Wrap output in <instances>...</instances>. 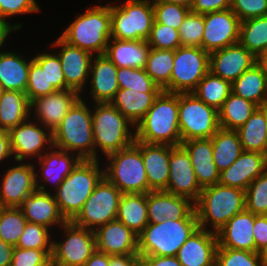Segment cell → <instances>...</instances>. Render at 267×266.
I'll use <instances>...</instances> for the list:
<instances>
[{
    "label": "cell",
    "instance_id": "6da1fadb",
    "mask_svg": "<svg viewBox=\"0 0 267 266\" xmlns=\"http://www.w3.org/2000/svg\"><path fill=\"white\" fill-rule=\"evenodd\" d=\"M179 93L161 91L145 117L135 126L136 140L151 144L181 145Z\"/></svg>",
    "mask_w": 267,
    "mask_h": 266
},
{
    "label": "cell",
    "instance_id": "7a4b0ae2",
    "mask_svg": "<svg viewBox=\"0 0 267 266\" xmlns=\"http://www.w3.org/2000/svg\"><path fill=\"white\" fill-rule=\"evenodd\" d=\"M199 228L195 209L184 219L148 223L137 236L141 256H176L180 247Z\"/></svg>",
    "mask_w": 267,
    "mask_h": 266
},
{
    "label": "cell",
    "instance_id": "3957f363",
    "mask_svg": "<svg viewBox=\"0 0 267 266\" xmlns=\"http://www.w3.org/2000/svg\"><path fill=\"white\" fill-rule=\"evenodd\" d=\"M194 209L199 227L210 230L208 226L211 224L216 233L233 216L246 209L245 191L219 183L202 188Z\"/></svg>",
    "mask_w": 267,
    "mask_h": 266
},
{
    "label": "cell",
    "instance_id": "277c9868",
    "mask_svg": "<svg viewBox=\"0 0 267 266\" xmlns=\"http://www.w3.org/2000/svg\"><path fill=\"white\" fill-rule=\"evenodd\" d=\"M98 160H81L73 171L63 180L53 196L59 212L66 221H72L81 211L96 185L104 177Z\"/></svg>",
    "mask_w": 267,
    "mask_h": 266
},
{
    "label": "cell",
    "instance_id": "5b68a950",
    "mask_svg": "<svg viewBox=\"0 0 267 266\" xmlns=\"http://www.w3.org/2000/svg\"><path fill=\"white\" fill-rule=\"evenodd\" d=\"M69 45L95 55H104L111 39L110 4L93 6L77 15L60 36Z\"/></svg>",
    "mask_w": 267,
    "mask_h": 266
},
{
    "label": "cell",
    "instance_id": "8992f818",
    "mask_svg": "<svg viewBox=\"0 0 267 266\" xmlns=\"http://www.w3.org/2000/svg\"><path fill=\"white\" fill-rule=\"evenodd\" d=\"M92 111L94 138V160H98V147L105 156L130 147L136 140V133L130 122L111 102L95 103ZM97 147V148H96ZM97 149V150H96Z\"/></svg>",
    "mask_w": 267,
    "mask_h": 266
},
{
    "label": "cell",
    "instance_id": "52a82bcc",
    "mask_svg": "<svg viewBox=\"0 0 267 266\" xmlns=\"http://www.w3.org/2000/svg\"><path fill=\"white\" fill-rule=\"evenodd\" d=\"M54 148L74 153L82 160H94L92 109L80 98L52 132Z\"/></svg>",
    "mask_w": 267,
    "mask_h": 266
},
{
    "label": "cell",
    "instance_id": "ba28073f",
    "mask_svg": "<svg viewBox=\"0 0 267 266\" xmlns=\"http://www.w3.org/2000/svg\"><path fill=\"white\" fill-rule=\"evenodd\" d=\"M109 160L104 177L123 194L148 193V181L141 154V141L105 156Z\"/></svg>",
    "mask_w": 267,
    "mask_h": 266
},
{
    "label": "cell",
    "instance_id": "9c48e42d",
    "mask_svg": "<svg viewBox=\"0 0 267 266\" xmlns=\"http://www.w3.org/2000/svg\"><path fill=\"white\" fill-rule=\"evenodd\" d=\"M111 38L147 40L154 22L153 0H125L111 5Z\"/></svg>",
    "mask_w": 267,
    "mask_h": 266
},
{
    "label": "cell",
    "instance_id": "30bf717a",
    "mask_svg": "<svg viewBox=\"0 0 267 266\" xmlns=\"http://www.w3.org/2000/svg\"><path fill=\"white\" fill-rule=\"evenodd\" d=\"M210 54L200 47L180 46L174 51L170 82L162 89L171 93H192L209 72Z\"/></svg>",
    "mask_w": 267,
    "mask_h": 266
},
{
    "label": "cell",
    "instance_id": "8fae6325",
    "mask_svg": "<svg viewBox=\"0 0 267 266\" xmlns=\"http://www.w3.org/2000/svg\"><path fill=\"white\" fill-rule=\"evenodd\" d=\"M178 119L182 142L211 138L220 128L218 110L193 93H179Z\"/></svg>",
    "mask_w": 267,
    "mask_h": 266
},
{
    "label": "cell",
    "instance_id": "7c38bea8",
    "mask_svg": "<svg viewBox=\"0 0 267 266\" xmlns=\"http://www.w3.org/2000/svg\"><path fill=\"white\" fill-rule=\"evenodd\" d=\"M122 194L114 184L103 177L72 222L95 231L98 227L115 220Z\"/></svg>",
    "mask_w": 267,
    "mask_h": 266
},
{
    "label": "cell",
    "instance_id": "4fadbf2b",
    "mask_svg": "<svg viewBox=\"0 0 267 266\" xmlns=\"http://www.w3.org/2000/svg\"><path fill=\"white\" fill-rule=\"evenodd\" d=\"M64 241H53L52 266H84L96 251V238L92 230L66 221L62 225Z\"/></svg>",
    "mask_w": 267,
    "mask_h": 266
},
{
    "label": "cell",
    "instance_id": "5bb4252c",
    "mask_svg": "<svg viewBox=\"0 0 267 266\" xmlns=\"http://www.w3.org/2000/svg\"><path fill=\"white\" fill-rule=\"evenodd\" d=\"M240 24L231 9L204 14L202 48L210 54L238 43Z\"/></svg>",
    "mask_w": 267,
    "mask_h": 266
},
{
    "label": "cell",
    "instance_id": "9a60e30c",
    "mask_svg": "<svg viewBox=\"0 0 267 266\" xmlns=\"http://www.w3.org/2000/svg\"><path fill=\"white\" fill-rule=\"evenodd\" d=\"M40 125L27 119L9 131L11 153L16 162L40 158L45 153L46 143L50 148L53 146L52 132Z\"/></svg>",
    "mask_w": 267,
    "mask_h": 266
},
{
    "label": "cell",
    "instance_id": "2e32d148",
    "mask_svg": "<svg viewBox=\"0 0 267 266\" xmlns=\"http://www.w3.org/2000/svg\"><path fill=\"white\" fill-rule=\"evenodd\" d=\"M196 202L202 188L197 182L191 158L182 145L170 146L168 185L164 190Z\"/></svg>",
    "mask_w": 267,
    "mask_h": 266
},
{
    "label": "cell",
    "instance_id": "e0dca14e",
    "mask_svg": "<svg viewBox=\"0 0 267 266\" xmlns=\"http://www.w3.org/2000/svg\"><path fill=\"white\" fill-rule=\"evenodd\" d=\"M3 174L0 182V207L19 208L24 199L34 192L36 187L35 169L32 163L18 162Z\"/></svg>",
    "mask_w": 267,
    "mask_h": 266
},
{
    "label": "cell",
    "instance_id": "ac0fdd59",
    "mask_svg": "<svg viewBox=\"0 0 267 266\" xmlns=\"http://www.w3.org/2000/svg\"><path fill=\"white\" fill-rule=\"evenodd\" d=\"M80 95L73 89L58 90L31 101L30 111H34L37 123L53 132L72 106L82 97Z\"/></svg>",
    "mask_w": 267,
    "mask_h": 266
},
{
    "label": "cell",
    "instance_id": "d6986e66",
    "mask_svg": "<svg viewBox=\"0 0 267 266\" xmlns=\"http://www.w3.org/2000/svg\"><path fill=\"white\" fill-rule=\"evenodd\" d=\"M37 175V172H35L37 189L24 199L19 208L22 210L27 222L41 224L47 228L58 224L61 227L66 220L59 212L53 193L51 194L45 189L46 184L41 185L38 182Z\"/></svg>",
    "mask_w": 267,
    "mask_h": 266
},
{
    "label": "cell",
    "instance_id": "ffe728a7",
    "mask_svg": "<svg viewBox=\"0 0 267 266\" xmlns=\"http://www.w3.org/2000/svg\"><path fill=\"white\" fill-rule=\"evenodd\" d=\"M60 47L57 51L61 68L65 76L66 85L82 94V89L90 74V65L93 55L85 50L69 45L60 36L52 44Z\"/></svg>",
    "mask_w": 267,
    "mask_h": 266
},
{
    "label": "cell",
    "instance_id": "44dd1931",
    "mask_svg": "<svg viewBox=\"0 0 267 266\" xmlns=\"http://www.w3.org/2000/svg\"><path fill=\"white\" fill-rule=\"evenodd\" d=\"M255 63L256 57L238 42L210 53L209 71L232 83Z\"/></svg>",
    "mask_w": 267,
    "mask_h": 266
},
{
    "label": "cell",
    "instance_id": "7402d4cb",
    "mask_svg": "<svg viewBox=\"0 0 267 266\" xmlns=\"http://www.w3.org/2000/svg\"><path fill=\"white\" fill-rule=\"evenodd\" d=\"M267 170V155L242 151L237 160L219 174V184L246 190L251 182Z\"/></svg>",
    "mask_w": 267,
    "mask_h": 266
},
{
    "label": "cell",
    "instance_id": "603a6c76",
    "mask_svg": "<svg viewBox=\"0 0 267 266\" xmlns=\"http://www.w3.org/2000/svg\"><path fill=\"white\" fill-rule=\"evenodd\" d=\"M94 233L98 251L108 255L138 254L137 235L117 219L98 227Z\"/></svg>",
    "mask_w": 267,
    "mask_h": 266
},
{
    "label": "cell",
    "instance_id": "cb8c5ba5",
    "mask_svg": "<svg viewBox=\"0 0 267 266\" xmlns=\"http://www.w3.org/2000/svg\"><path fill=\"white\" fill-rule=\"evenodd\" d=\"M217 234L198 228L180 247L176 255L182 266H209L216 261Z\"/></svg>",
    "mask_w": 267,
    "mask_h": 266
},
{
    "label": "cell",
    "instance_id": "d4e9b609",
    "mask_svg": "<svg viewBox=\"0 0 267 266\" xmlns=\"http://www.w3.org/2000/svg\"><path fill=\"white\" fill-rule=\"evenodd\" d=\"M147 206L149 223L184 219L194 210V202L190 199L164 190L148 192Z\"/></svg>",
    "mask_w": 267,
    "mask_h": 266
},
{
    "label": "cell",
    "instance_id": "484cf974",
    "mask_svg": "<svg viewBox=\"0 0 267 266\" xmlns=\"http://www.w3.org/2000/svg\"><path fill=\"white\" fill-rule=\"evenodd\" d=\"M254 214L246 209L233 216L216 234L218 247L255 252Z\"/></svg>",
    "mask_w": 267,
    "mask_h": 266
},
{
    "label": "cell",
    "instance_id": "4316f807",
    "mask_svg": "<svg viewBox=\"0 0 267 266\" xmlns=\"http://www.w3.org/2000/svg\"><path fill=\"white\" fill-rule=\"evenodd\" d=\"M181 145L191 158V164L200 187L205 188L218 184L220 172L213 161L211 138L191 139L183 141Z\"/></svg>",
    "mask_w": 267,
    "mask_h": 266
},
{
    "label": "cell",
    "instance_id": "83f0119b",
    "mask_svg": "<svg viewBox=\"0 0 267 266\" xmlns=\"http://www.w3.org/2000/svg\"><path fill=\"white\" fill-rule=\"evenodd\" d=\"M118 67L105 55H95L90 65V94L95 103L111 102L119 90Z\"/></svg>",
    "mask_w": 267,
    "mask_h": 266
},
{
    "label": "cell",
    "instance_id": "f1b7e54d",
    "mask_svg": "<svg viewBox=\"0 0 267 266\" xmlns=\"http://www.w3.org/2000/svg\"><path fill=\"white\" fill-rule=\"evenodd\" d=\"M148 192L165 190L168 185L170 145L141 142Z\"/></svg>",
    "mask_w": 267,
    "mask_h": 266
},
{
    "label": "cell",
    "instance_id": "f546056e",
    "mask_svg": "<svg viewBox=\"0 0 267 266\" xmlns=\"http://www.w3.org/2000/svg\"><path fill=\"white\" fill-rule=\"evenodd\" d=\"M150 49L147 40L111 38L104 55L119 68L145 69Z\"/></svg>",
    "mask_w": 267,
    "mask_h": 266
},
{
    "label": "cell",
    "instance_id": "4dcf8cb0",
    "mask_svg": "<svg viewBox=\"0 0 267 266\" xmlns=\"http://www.w3.org/2000/svg\"><path fill=\"white\" fill-rule=\"evenodd\" d=\"M51 149V152L45 149L47 151L38 158L41 166L39 170L42 171L39 181L52 182L51 185L55 184L54 187L57 189L82 159L76 153L54 149V146L49 150Z\"/></svg>",
    "mask_w": 267,
    "mask_h": 266
},
{
    "label": "cell",
    "instance_id": "1f68e13d",
    "mask_svg": "<svg viewBox=\"0 0 267 266\" xmlns=\"http://www.w3.org/2000/svg\"><path fill=\"white\" fill-rule=\"evenodd\" d=\"M232 92L258 107L267 105V72L255 63L231 83Z\"/></svg>",
    "mask_w": 267,
    "mask_h": 266
},
{
    "label": "cell",
    "instance_id": "d6a6232c",
    "mask_svg": "<svg viewBox=\"0 0 267 266\" xmlns=\"http://www.w3.org/2000/svg\"><path fill=\"white\" fill-rule=\"evenodd\" d=\"M31 61L16 52H0V83L4 91H26Z\"/></svg>",
    "mask_w": 267,
    "mask_h": 266
},
{
    "label": "cell",
    "instance_id": "836d02e7",
    "mask_svg": "<svg viewBox=\"0 0 267 266\" xmlns=\"http://www.w3.org/2000/svg\"><path fill=\"white\" fill-rule=\"evenodd\" d=\"M31 102L25 92L4 91L0 97V129L10 131L12 128L31 119Z\"/></svg>",
    "mask_w": 267,
    "mask_h": 266
},
{
    "label": "cell",
    "instance_id": "e575fe53",
    "mask_svg": "<svg viewBox=\"0 0 267 266\" xmlns=\"http://www.w3.org/2000/svg\"><path fill=\"white\" fill-rule=\"evenodd\" d=\"M116 219L138 236L149 223L147 193L122 194Z\"/></svg>",
    "mask_w": 267,
    "mask_h": 266
},
{
    "label": "cell",
    "instance_id": "d590c367",
    "mask_svg": "<svg viewBox=\"0 0 267 266\" xmlns=\"http://www.w3.org/2000/svg\"><path fill=\"white\" fill-rule=\"evenodd\" d=\"M159 93L119 89L111 103L135 126L145 117Z\"/></svg>",
    "mask_w": 267,
    "mask_h": 266
},
{
    "label": "cell",
    "instance_id": "8d00e7d4",
    "mask_svg": "<svg viewBox=\"0 0 267 266\" xmlns=\"http://www.w3.org/2000/svg\"><path fill=\"white\" fill-rule=\"evenodd\" d=\"M236 131L244 151L267 155L266 105L258 107Z\"/></svg>",
    "mask_w": 267,
    "mask_h": 266
},
{
    "label": "cell",
    "instance_id": "74e56055",
    "mask_svg": "<svg viewBox=\"0 0 267 266\" xmlns=\"http://www.w3.org/2000/svg\"><path fill=\"white\" fill-rule=\"evenodd\" d=\"M213 161L219 172L229 168L240 156L243 149L236 130L219 128L211 137Z\"/></svg>",
    "mask_w": 267,
    "mask_h": 266
},
{
    "label": "cell",
    "instance_id": "f35d334b",
    "mask_svg": "<svg viewBox=\"0 0 267 266\" xmlns=\"http://www.w3.org/2000/svg\"><path fill=\"white\" fill-rule=\"evenodd\" d=\"M257 108L258 106L253 102L231 92L218 110L220 128L237 130L251 117Z\"/></svg>",
    "mask_w": 267,
    "mask_h": 266
},
{
    "label": "cell",
    "instance_id": "ab89813d",
    "mask_svg": "<svg viewBox=\"0 0 267 266\" xmlns=\"http://www.w3.org/2000/svg\"><path fill=\"white\" fill-rule=\"evenodd\" d=\"M231 92L230 81L222 79L209 71L192 93L199 100L219 110Z\"/></svg>",
    "mask_w": 267,
    "mask_h": 266
},
{
    "label": "cell",
    "instance_id": "60d3db41",
    "mask_svg": "<svg viewBox=\"0 0 267 266\" xmlns=\"http://www.w3.org/2000/svg\"><path fill=\"white\" fill-rule=\"evenodd\" d=\"M238 42L257 57L267 47V16L242 21Z\"/></svg>",
    "mask_w": 267,
    "mask_h": 266
},
{
    "label": "cell",
    "instance_id": "b9f144b4",
    "mask_svg": "<svg viewBox=\"0 0 267 266\" xmlns=\"http://www.w3.org/2000/svg\"><path fill=\"white\" fill-rule=\"evenodd\" d=\"M173 62V50L150 49L145 71L161 89L170 82Z\"/></svg>",
    "mask_w": 267,
    "mask_h": 266
},
{
    "label": "cell",
    "instance_id": "7bdbcfd3",
    "mask_svg": "<svg viewBox=\"0 0 267 266\" xmlns=\"http://www.w3.org/2000/svg\"><path fill=\"white\" fill-rule=\"evenodd\" d=\"M26 223L20 208L0 207V238L7 244L16 247Z\"/></svg>",
    "mask_w": 267,
    "mask_h": 266
},
{
    "label": "cell",
    "instance_id": "ee69618b",
    "mask_svg": "<svg viewBox=\"0 0 267 266\" xmlns=\"http://www.w3.org/2000/svg\"><path fill=\"white\" fill-rule=\"evenodd\" d=\"M117 79L119 89H133L145 93H160L162 91L145 69L118 67Z\"/></svg>",
    "mask_w": 267,
    "mask_h": 266
},
{
    "label": "cell",
    "instance_id": "f6af8a7d",
    "mask_svg": "<svg viewBox=\"0 0 267 266\" xmlns=\"http://www.w3.org/2000/svg\"><path fill=\"white\" fill-rule=\"evenodd\" d=\"M245 205L255 215H267V170L245 190Z\"/></svg>",
    "mask_w": 267,
    "mask_h": 266
},
{
    "label": "cell",
    "instance_id": "bcb514c9",
    "mask_svg": "<svg viewBox=\"0 0 267 266\" xmlns=\"http://www.w3.org/2000/svg\"><path fill=\"white\" fill-rule=\"evenodd\" d=\"M49 228L36 223L27 222L22 235L16 245L22 249H52L53 240H51Z\"/></svg>",
    "mask_w": 267,
    "mask_h": 266
},
{
    "label": "cell",
    "instance_id": "7dc6e473",
    "mask_svg": "<svg viewBox=\"0 0 267 266\" xmlns=\"http://www.w3.org/2000/svg\"><path fill=\"white\" fill-rule=\"evenodd\" d=\"M204 14L189 12L179 28L181 46L202 48Z\"/></svg>",
    "mask_w": 267,
    "mask_h": 266
},
{
    "label": "cell",
    "instance_id": "c3c4849f",
    "mask_svg": "<svg viewBox=\"0 0 267 266\" xmlns=\"http://www.w3.org/2000/svg\"><path fill=\"white\" fill-rule=\"evenodd\" d=\"M218 266H263L259 252L217 247Z\"/></svg>",
    "mask_w": 267,
    "mask_h": 266
},
{
    "label": "cell",
    "instance_id": "681fc988",
    "mask_svg": "<svg viewBox=\"0 0 267 266\" xmlns=\"http://www.w3.org/2000/svg\"><path fill=\"white\" fill-rule=\"evenodd\" d=\"M154 19L157 23H161L179 30L184 18L191 11L190 8L167 3L164 1L153 0Z\"/></svg>",
    "mask_w": 267,
    "mask_h": 266
},
{
    "label": "cell",
    "instance_id": "f907efd6",
    "mask_svg": "<svg viewBox=\"0 0 267 266\" xmlns=\"http://www.w3.org/2000/svg\"><path fill=\"white\" fill-rule=\"evenodd\" d=\"M39 66H46L47 87L57 90H70L66 85L65 76L61 68L58 54L42 53L33 57Z\"/></svg>",
    "mask_w": 267,
    "mask_h": 266
},
{
    "label": "cell",
    "instance_id": "816d5d0a",
    "mask_svg": "<svg viewBox=\"0 0 267 266\" xmlns=\"http://www.w3.org/2000/svg\"><path fill=\"white\" fill-rule=\"evenodd\" d=\"M147 42L151 48L175 51L181 46L179 30L157 23L155 20Z\"/></svg>",
    "mask_w": 267,
    "mask_h": 266
},
{
    "label": "cell",
    "instance_id": "f5cc1de1",
    "mask_svg": "<svg viewBox=\"0 0 267 266\" xmlns=\"http://www.w3.org/2000/svg\"><path fill=\"white\" fill-rule=\"evenodd\" d=\"M56 91L58 90L55 87H47L46 66H39L32 58L25 91L29 101Z\"/></svg>",
    "mask_w": 267,
    "mask_h": 266
},
{
    "label": "cell",
    "instance_id": "db71d44e",
    "mask_svg": "<svg viewBox=\"0 0 267 266\" xmlns=\"http://www.w3.org/2000/svg\"><path fill=\"white\" fill-rule=\"evenodd\" d=\"M52 249H22L14 247L11 266H52Z\"/></svg>",
    "mask_w": 267,
    "mask_h": 266
},
{
    "label": "cell",
    "instance_id": "11a10c76",
    "mask_svg": "<svg viewBox=\"0 0 267 266\" xmlns=\"http://www.w3.org/2000/svg\"><path fill=\"white\" fill-rule=\"evenodd\" d=\"M230 9L240 21L267 16V0H231Z\"/></svg>",
    "mask_w": 267,
    "mask_h": 266
},
{
    "label": "cell",
    "instance_id": "9f6ffc18",
    "mask_svg": "<svg viewBox=\"0 0 267 266\" xmlns=\"http://www.w3.org/2000/svg\"><path fill=\"white\" fill-rule=\"evenodd\" d=\"M41 10L36 0H0V18L19 14L35 13Z\"/></svg>",
    "mask_w": 267,
    "mask_h": 266
},
{
    "label": "cell",
    "instance_id": "6f0895ef",
    "mask_svg": "<svg viewBox=\"0 0 267 266\" xmlns=\"http://www.w3.org/2000/svg\"><path fill=\"white\" fill-rule=\"evenodd\" d=\"M231 0H193L190 8L196 14H206L230 9Z\"/></svg>",
    "mask_w": 267,
    "mask_h": 266
},
{
    "label": "cell",
    "instance_id": "680465c9",
    "mask_svg": "<svg viewBox=\"0 0 267 266\" xmlns=\"http://www.w3.org/2000/svg\"><path fill=\"white\" fill-rule=\"evenodd\" d=\"M253 236L255 252H259L267 245V215L254 214Z\"/></svg>",
    "mask_w": 267,
    "mask_h": 266
},
{
    "label": "cell",
    "instance_id": "91938a15",
    "mask_svg": "<svg viewBox=\"0 0 267 266\" xmlns=\"http://www.w3.org/2000/svg\"><path fill=\"white\" fill-rule=\"evenodd\" d=\"M137 266H182L176 256H141L137 258Z\"/></svg>",
    "mask_w": 267,
    "mask_h": 266
},
{
    "label": "cell",
    "instance_id": "94428289",
    "mask_svg": "<svg viewBox=\"0 0 267 266\" xmlns=\"http://www.w3.org/2000/svg\"><path fill=\"white\" fill-rule=\"evenodd\" d=\"M139 254L134 255H110L108 266H137Z\"/></svg>",
    "mask_w": 267,
    "mask_h": 266
},
{
    "label": "cell",
    "instance_id": "6125c7cd",
    "mask_svg": "<svg viewBox=\"0 0 267 266\" xmlns=\"http://www.w3.org/2000/svg\"><path fill=\"white\" fill-rule=\"evenodd\" d=\"M12 156L9 132L0 129V162Z\"/></svg>",
    "mask_w": 267,
    "mask_h": 266
},
{
    "label": "cell",
    "instance_id": "be15d7a7",
    "mask_svg": "<svg viewBox=\"0 0 267 266\" xmlns=\"http://www.w3.org/2000/svg\"><path fill=\"white\" fill-rule=\"evenodd\" d=\"M14 247L0 238V266L11 265Z\"/></svg>",
    "mask_w": 267,
    "mask_h": 266
},
{
    "label": "cell",
    "instance_id": "e7e4bbea",
    "mask_svg": "<svg viewBox=\"0 0 267 266\" xmlns=\"http://www.w3.org/2000/svg\"><path fill=\"white\" fill-rule=\"evenodd\" d=\"M22 27L21 24L16 23L15 25H10V22H7V20L0 18V48L2 49V45L5 43V40H7V37L9 36L10 32H13L15 30H19ZM0 52H2L0 50Z\"/></svg>",
    "mask_w": 267,
    "mask_h": 266
},
{
    "label": "cell",
    "instance_id": "03108f58",
    "mask_svg": "<svg viewBox=\"0 0 267 266\" xmlns=\"http://www.w3.org/2000/svg\"><path fill=\"white\" fill-rule=\"evenodd\" d=\"M110 262V255L96 250L92 256L86 261L84 266H108Z\"/></svg>",
    "mask_w": 267,
    "mask_h": 266
},
{
    "label": "cell",
    "instance_id": "003e7915",
    "mask_svg": "<svg viewBox=\"0 0 267 266\" xmlns=\"http://www.w3.org/2000/svg\"><path fill=\"white\" fill-rule=\"evenodd\" d=\"M257 63L267 72V47L256 57Z\"/></svg>",
    "mask_w": 267,
    "mask_h": 266
},
{
    "label": "cell",
    "instance_id": "a7ac6f4b",
    "mask_svg": "<svg viewBox=\"0 0 267 266\" xmlns=\"http://www.w3.org/2000/svg\"><path fill=\"white\" fill-rule=\"evenodd\" d=\"M158 1H164L167 3H174L177 5L185 6L187 8H191L193 0H158Z\"/></svg>",
    "mask_w": 267,
    "mask_h": 266
},
{
    "label": "cell",
    "instance_id": "89a4df30",
    "mask_svg": "<svg viewBox=\"0 0 267 266\" xmlns=\"http://www.w3.org/2000/svg\"><path fill=\"white\" fill-rule=\"evenodd\" d=\"M263 266H267V245L259 251Z\"/></svg>",
    "mask_w": 267,
    "mask_h": 266
},
{
    "label": "cell",
    "instance_id": "2644e50d",
    "mask_svg": "<svg viewBox=\"0 0 267 266\" xmlns=\"http://www.w3.org/2000/svg\"><path fill=\"white\" fill-rule=\"evenodd\" d=\"M3 92H4V90H3V87H2V85H1V83H0V97H1V95L3 94Z\"/></svg>",
    "mask_w": 267,
    "mask_h": 266
},
{
    "label": "cell",
    "instance_id": "8c879c8a",
    "mask_svg": "<svg viewBox=\"0 0 267 266\" xmlns=\"http://www.w3.org/2000/svg\"><path fill=\"white\" fill-rule=\"evenodd\" d=\"M266 132H267V105H266Z\"/></svg>",
    "mask_w": 267,
    "mask_h": 266
},
{
    "label": "cell",
    "instance_id": "753ad0ef",
    "mask_svg": "<svg viewBox=\"0 0 267 266\" xmlns=\"http://www.w3.org/2000/svg\"><path fill=\"white\" fill-rule=\"evenodd\" d=\"M209 266H218V265H217V263H216V261H215L213 264H211V265H209Z\"/></svg>",
    "mask_w": 267,
    "mask_h": 266
}]
</instances>
